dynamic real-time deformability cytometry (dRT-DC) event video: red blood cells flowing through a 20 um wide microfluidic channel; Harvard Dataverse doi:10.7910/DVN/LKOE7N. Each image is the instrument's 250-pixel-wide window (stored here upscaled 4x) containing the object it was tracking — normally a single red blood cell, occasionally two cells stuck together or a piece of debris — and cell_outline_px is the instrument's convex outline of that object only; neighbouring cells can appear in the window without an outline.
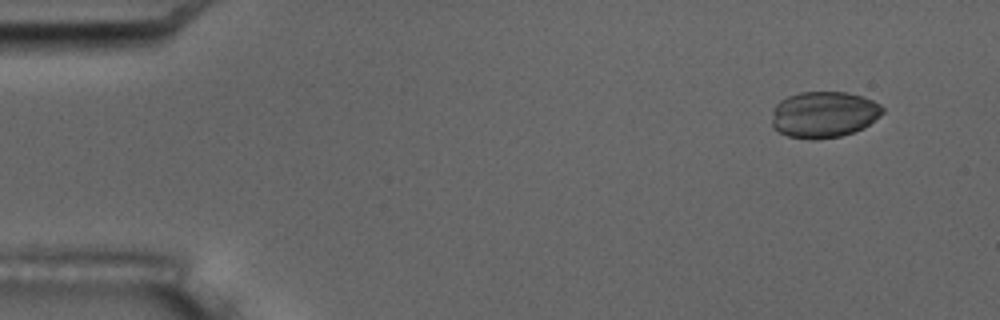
{"species": "common noctule bat (a hibernating species)", "species_latin": "Nyctalus noctula", "temperature_condition": "room temperature", "stored_images_in_passage": 4, "camera_frame_rate_fps": 3000, "um_per_image_px": 0.085, "animal": {"sex": "male", "body_mass_g": 17.5, "forearm_length_mm": 52.3}, "frame": {"image": 1, "passage_image": 1, "time_ms": 0.0, "image_size_px": [1000, 320], "cell_outline_px": [[884, 112], [880, 116], [864, 128], [840, 136], [816, 140], [812, 140], [788, 136], [772, 128], [772, 108], [780, 100], [788, 96], [800, 92], [848, 92], [872, 100], [880, 104], [884, 108]], "centroid_in_image_um": [70.01, 9.74], "position_along_channel_um": 15.0, "area_um2": 30.11}}